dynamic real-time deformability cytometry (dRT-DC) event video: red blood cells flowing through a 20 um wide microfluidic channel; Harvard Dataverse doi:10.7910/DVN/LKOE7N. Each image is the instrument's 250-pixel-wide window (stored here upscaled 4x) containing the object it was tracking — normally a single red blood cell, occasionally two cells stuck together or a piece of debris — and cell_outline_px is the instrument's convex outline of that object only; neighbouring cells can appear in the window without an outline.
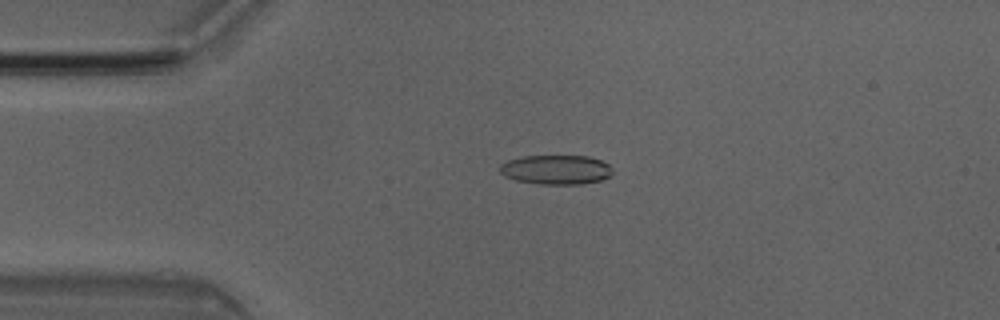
{"species": "Egyptian fruit bat (a non-hibernating species)", "species_latin": "Rousettus aegyptiacus", "temperature_condition": "room temperature", "stored_images_in_passage": 5, "camera_frame_rate_fps": 3000, "um_per_image_px": 0.085, "animal": {"sex": "male"}, "frame": {"image": 1, "passage_image": 4, "time_ms": 1.0, "image_size_px": [1000, 320], "cell_outline_px": [[612, 172], [608, 176], [600, 180], [580, 184], [540, 184], [516, 180], [504, 176], [500, 172], [500, 164], [508, 160], [524, 156], [588, 156], [600, 160], [608, 164], [612, 168]], "centroid_in_image_um": [47.24, 14.42], "position_along_channel_um": 37.8, "area_um2": 19.19}}